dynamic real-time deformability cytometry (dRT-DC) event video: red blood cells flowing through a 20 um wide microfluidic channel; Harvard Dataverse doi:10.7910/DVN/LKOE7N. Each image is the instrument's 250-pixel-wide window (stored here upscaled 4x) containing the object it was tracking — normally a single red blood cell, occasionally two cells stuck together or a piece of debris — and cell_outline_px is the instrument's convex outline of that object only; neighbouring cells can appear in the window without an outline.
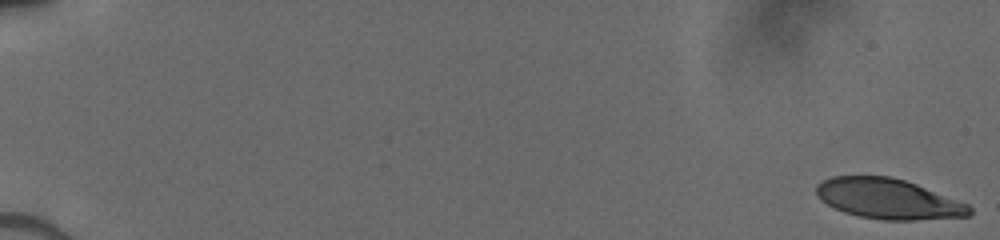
{"species": "human", "species_latin": "Homo sapiens", "temperature_condition": "cold", "stored_images_in_passage": 64, "camera_frame_rate_fps": 3000, "um_per_image_px": 0.085, "donor": {"sex": "male"}, "frame": {"image": 1, "passage_image": 1, "time_ms": 0.0, "image_size_px": [1000, 240], "cell_outline_px": [[972, 212], [968, 216], [916, 220], [884, 220], [860, 216], [844, 212], [828, 204], [816, 192], [816, 184], [820, 180], [832, 176], [892, 176], [916, 184], [968, 204], [972, 208]], "centroid_in_image_um": [75.5, 16.89], "position_along_channel_um": 9.5, "area_um2": 35.66}}
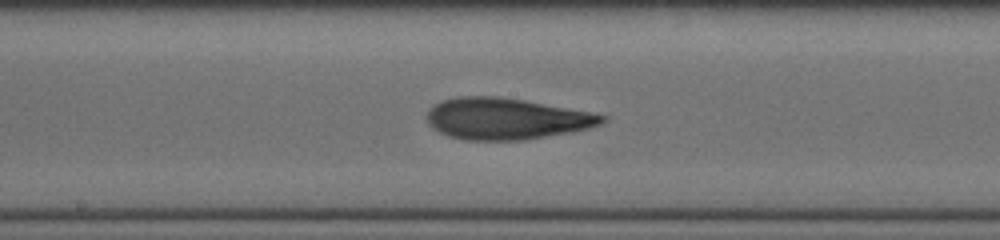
{"frame": {"image": 2, "passage_image": 38, "time_ms": 9.667, "image_size_px": [1000, 240], "cell_outline_px": [[608, 120], [604, 124], [572, 132], [524, 140], [464, 140], [448, 136], [432, 128], [428, 124], [428, 112], [440, 100], [460, 96], [500, 96], [524, 100], [588, 112], [608, 116]], "centroid_in_image_um": [43.04, 10.1], "position_along_channel_um": 205.2, "area_um2": 42.25}}
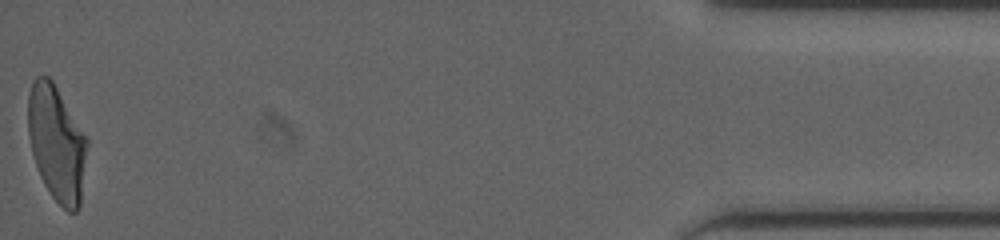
{"frame": {"image": 3, "passage_image": 64, "time_ms": 17.0, "image_size_px": [1000, 240], "cell_outline_px": [[88, 144], [80, 208], [76, 212], [68, 212], [52, 196], [44, 184], [40, 176], [32, 152], [28, 136], [28, 92], [32, 80], [36, 76], [48, 76], [52, 80], [88, 140]], "centroid_in_image_um": [4.81, 12.19], "position_along_channel_um": 430.4, "area_um2": 39.71}}